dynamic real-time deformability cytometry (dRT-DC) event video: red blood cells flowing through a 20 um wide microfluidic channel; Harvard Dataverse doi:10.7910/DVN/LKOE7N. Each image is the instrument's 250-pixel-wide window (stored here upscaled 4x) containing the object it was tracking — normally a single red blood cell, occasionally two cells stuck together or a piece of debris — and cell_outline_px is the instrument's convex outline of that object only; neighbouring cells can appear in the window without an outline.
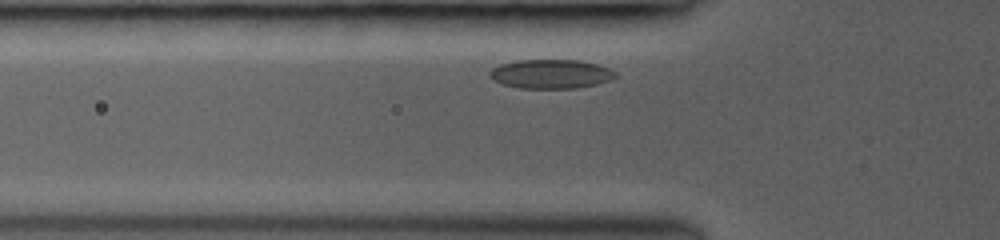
{"species": "common noctule bat (a hibernating species)", "species_latin": "Nyctalus noctula", "temperature_condition": "room temperature", "stored_images_in_passage": 7, "camera_frame_rate_fps": 3000, "um_per_image_px": 0.085, "animal": {"sex": "female", "body_mass_g": 19.0, "forearm_length_mm": 53.3}, "frame": {"image": 1, "passage_image": 2, "time_ms": 0.333, "image_size_px": [1000, 240], "cell_outline_px": [[616, 76], [612, 80], [596, 84], [576, 88], [520, 88], [500, 84], [492, 80], [488, 76], [488, 72], [492, 68], [500, 64], [516, 60], [580, 60], [596, 64], [608, 68], [616, 72]], "centroid_in_image_um": [46.78, 6.29], "position_along_channel_um": 79.0, "area_um2": 21.5}}
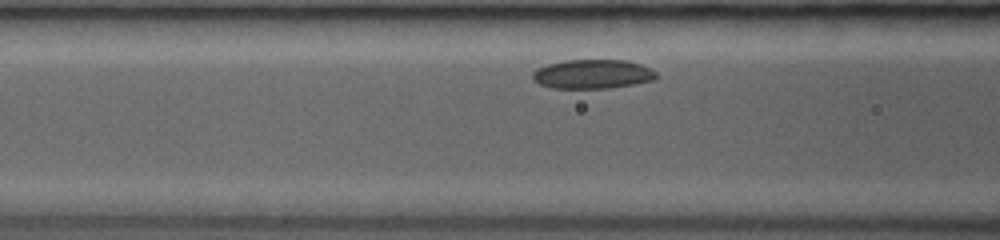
{"frame": {"image": 2, "passage_image": 6, "time_ms": 1.333, "image_size_px": [1000, 240], "cell_outline_px": [[656, 80], [608, 88], [552, 88], [540, 84], [532, 80], [532, 72], [536, 68], [548, 64], [564, 60], [628, 60], [640, 64], [656, 72]], "centroid_in_image_um": [50.33, 6.29], "position_along_channel_um": 116.3, "area_um2": 21.04}}